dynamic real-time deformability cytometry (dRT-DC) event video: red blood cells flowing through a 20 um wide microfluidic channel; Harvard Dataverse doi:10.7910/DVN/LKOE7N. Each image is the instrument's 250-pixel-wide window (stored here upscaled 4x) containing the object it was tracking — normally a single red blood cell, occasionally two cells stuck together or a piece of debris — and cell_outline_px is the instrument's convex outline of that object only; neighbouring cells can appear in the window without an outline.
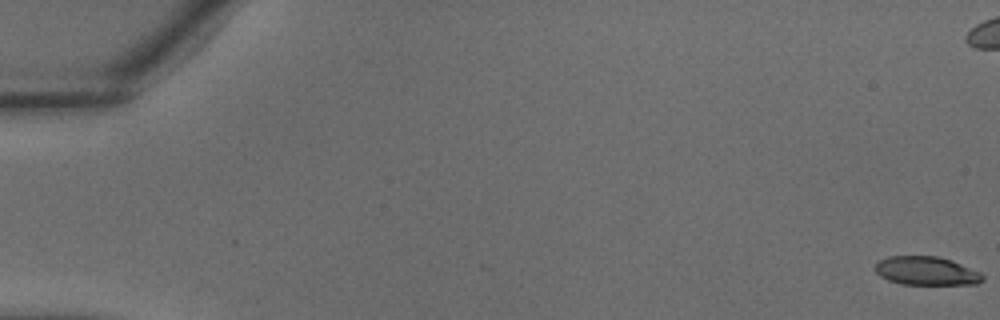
{"species": "common noctule bat (a hibernating species)", "species_latin": "Nyctalus noctula", "temperature_condition": "warm", "stored_images_in_passage": 39, "camera_frame_rate_fps": 3000, "um_per_image_px": 0.085, "animal": {"sex": "male", "body_mass_g": 18.8}, "frame": {"image": 1, "passage_image": 1, "time_ms": 0.0, "image_size_px": [1000, 320], "cell_outline_px": [[984, 280], [976, 284], [900, 284], [888, 280], [880, 276], [876, 272], [876, 264], [880, 260], [888, 256], [936, 256], [952, 260], [980, 272], [984, 276]], "centroid_in_image_um": [78.75, 23.03], "position_along_channel_um": 6.3, "area_um2": 17.86}}
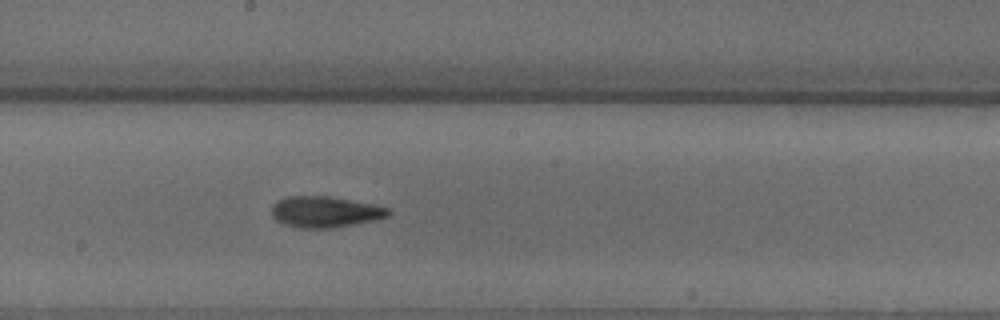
{"frame": {"image": 2, "passage_image": 22, "time_ms": 7.0, "image_size_px": [1000, 320], "cell_outline_px": [[392, 212], [388, 216], [372, 220], [352, 224], [328, 228], [300, 228], [284, 224], [276, 220], [272, 216], [272, 204], [288, 196], [328, 196], [372, 204], [388, 208]], "centroid_in_image_um": [27.6, 18.0], "position_along_channel_um": 220.6, "area_um2": 20.81}}
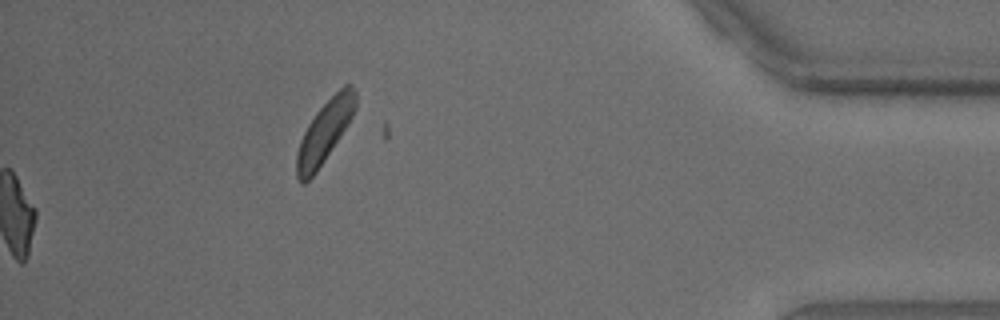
{"frame": {"image": 3, "passage_image": 39, "time_ms": 12.667, "image_size_px": [1000, 320], "cell_outline_px": [[356, 108], [348, 124], [316, 172], [304, 184], [300, 184], [296, 176], [296, 152], [300, 140], [308, 124], [316, 112], [344, 84], [352, 84], [356, 92]], "centroid_in_image_um": [27.58, 11.21], "position_along_channel_um": 407.6, "area_um2": 20.98}}